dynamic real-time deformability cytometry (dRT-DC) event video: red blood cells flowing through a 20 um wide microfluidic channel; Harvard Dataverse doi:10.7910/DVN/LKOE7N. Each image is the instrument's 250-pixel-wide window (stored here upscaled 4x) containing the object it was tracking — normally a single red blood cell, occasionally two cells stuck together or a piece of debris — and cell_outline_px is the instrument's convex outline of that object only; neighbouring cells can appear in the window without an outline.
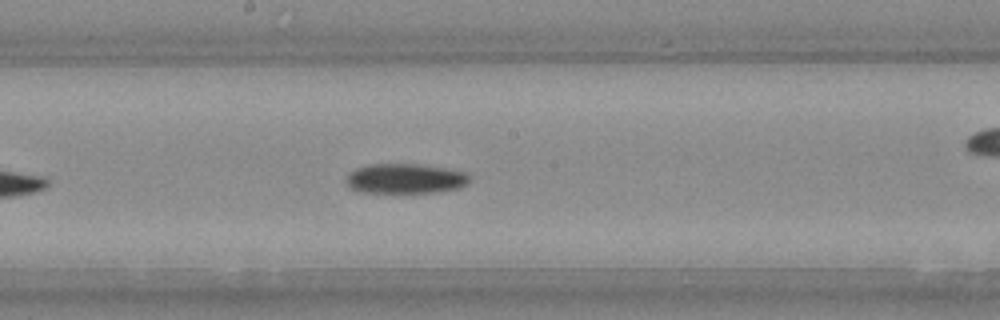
{"species": "Egyptian fruit bat (a non-hibernating species)", "species_latin": "Rousettus aegyptiacus", "temperature_condition": "warm", "stored_images_in_passage": 28, "camera_frame_rate_fps": 3000, "um_per_image_px": 0.085, "animal": {"sex": "female"}, "frame": {"image": 1, "passage_image": 16, "time_ms": 5.0, "image_size_px": [1000, 320], "cell_outline_px": [[472, 180], [468, 184], [460, 188], [432, 192], [360, 192], [348, 188], [344, 180], [356, 168], [368, 164], [416, 164], [444, 168], [468, 172], [472, 176]], "centroid_in_image_um": [34.48, 15.18], "position_along_channel_um": 213.7, "area_um2": 21.68}}
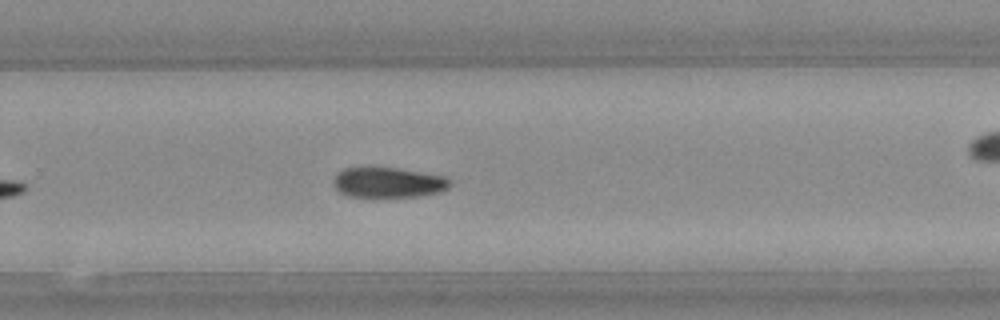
{"frame": {"image": 2, "passage_image": 20, "time_ms": 6.333, "image_size_px": [1000, 320], "cell_outline_px": [[448, 188], [440, 192], [416, 196], [348, 196], [340, 192], [336, 188], [332, 180], [344, 168], [396, 168], [448, 176]], "centroid_in_image_um": [33.01, 15.5], "position_along_channel_um": 296.8, "area_um2": 20.11}}